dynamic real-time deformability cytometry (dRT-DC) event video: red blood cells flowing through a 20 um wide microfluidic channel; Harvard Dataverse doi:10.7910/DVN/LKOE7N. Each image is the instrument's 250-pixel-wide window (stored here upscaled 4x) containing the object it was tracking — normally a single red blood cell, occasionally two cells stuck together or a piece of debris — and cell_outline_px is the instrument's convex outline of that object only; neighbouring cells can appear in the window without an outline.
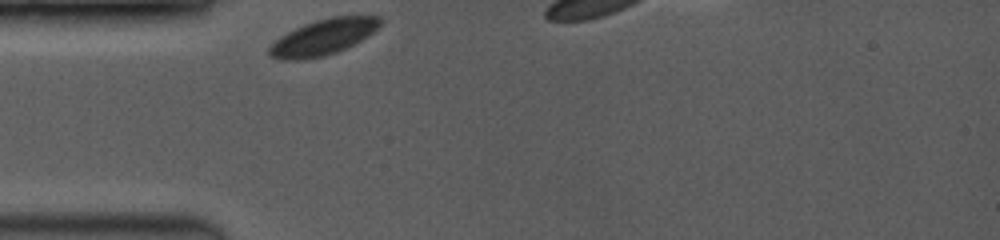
{"species": "common noctule bat (a hibernating species)", "species_latin": "Nyctalus noctula", "temperature_condition": "room temperature", "stored_images_in_passage": 18, "camera_frame_rate_fps": 3500, "um_per_image_px": 0.085, "animal": {"sex": "female", "body_mass_g": 19.0, "forearm_length_mm": 53.3}, "frame": {"image": 1, "passage_image": 1, "time_ms": 0.0, "image_size_px": [1000, 240], "cell_outline_px": [[384, 20], [368, 36], [336, 52], [324, 56], [304, 60], [280, 60], [268, 56], [268, 48], [280, 36], [304, 24], [316, 20], [332, 16], [380, 16]], "centroid_in_image_um": [27.44, 3.16], "position_along_channel_um": 57.6, "area_um2": 23.0}}
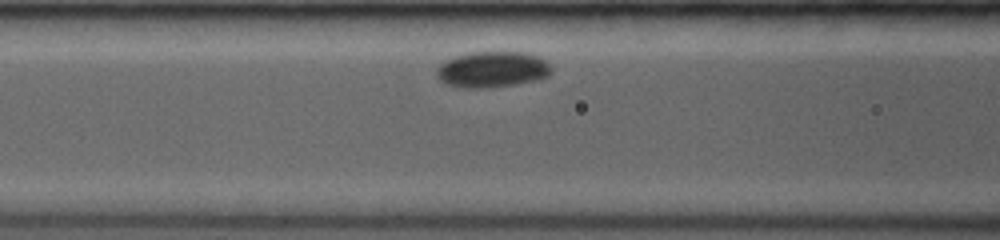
{"frame": {"image": 2, "passage_image": 15, "time_ms": 2.0, "image_size_px": [1000, 240], "cell_outline_px": [[552, 72], [548, 76], [536, 80], [516, 84], [484, 88], [460, 88], [444, 84], [436, 76], [436, 68], [444, 60], [456, 56], [472, 52], [524, 52], [536, 56], [544, 60], [552, 68]], "centroid_in_image_um": [41.8, 5.91], "position_along_channel_um": 124.8, "area_um2": 24.22}}